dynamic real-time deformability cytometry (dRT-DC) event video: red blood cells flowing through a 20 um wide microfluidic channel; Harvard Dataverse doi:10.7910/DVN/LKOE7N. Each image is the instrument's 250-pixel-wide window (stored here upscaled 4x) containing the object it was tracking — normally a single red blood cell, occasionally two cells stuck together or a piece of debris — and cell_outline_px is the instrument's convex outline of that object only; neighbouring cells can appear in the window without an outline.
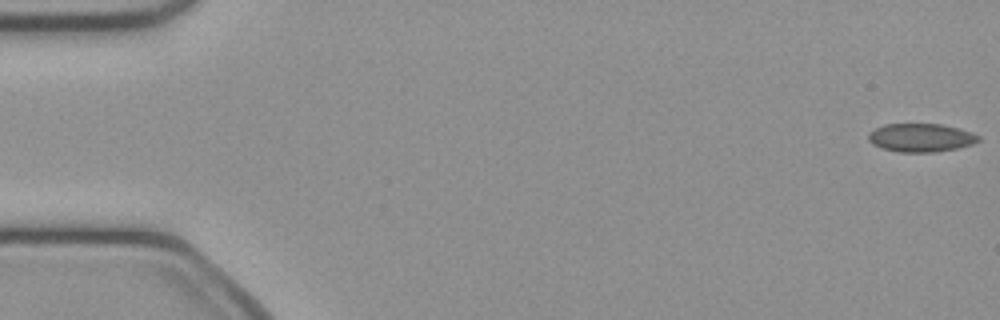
{"species": "common noctule bat (a hibernating species)", "species_latin": "Nyctalus noctula", "temperature_condition": "cold", "stored_images_in_passage": 15, "camera_frame_rate_fps": 3000, "um_per_image_px": 0.085, "animal": {"sex": "female", "body_mass_g": 21.9}, "frame": {"image": 1, "passage_image": 1, "time_ms": 0.0, "image_size_px": [1000, 320], "cell_outline_px": [[980, 140], [972, 144], [956, 148], [936, 152], [900, 152], [880, 148], [872, 144], [868, 140], [868, 132], [884, 124], [940, 124], [960, 128], [972, 132], [980, 136]], "centroid_in_image_um": [78.26, 11.7], "position_along_channel_um": 6.7, "area_um2": 18.32}}
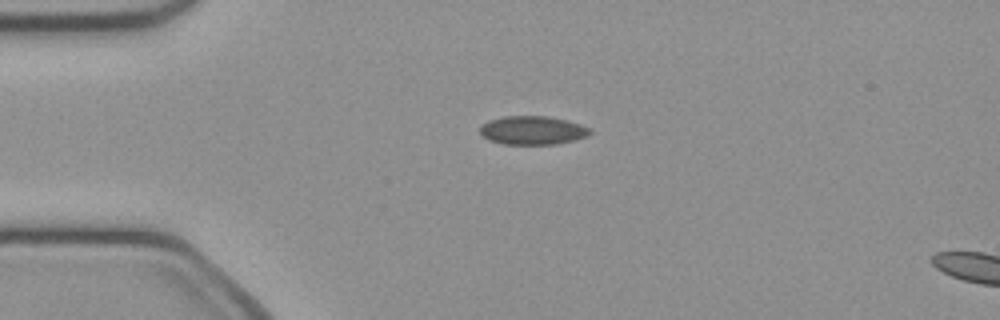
{"frame": {"image": 2, "passage_image": 12, "time_ms": 3.667, "image_size_px": [1000, 320], "cell_outline_px": [[592, 132], [588, 136], [556, 144], [504, 144], [488, 140], [480, 132], [480, 128], [488, 120], [504, 116], [548, 116], [568, 120], [580, 124], [588, 128]], "centroid_in_image_um": [45.27, 11.07], "position_along_channel_um": 39.7, "area_um2": 18.26}}